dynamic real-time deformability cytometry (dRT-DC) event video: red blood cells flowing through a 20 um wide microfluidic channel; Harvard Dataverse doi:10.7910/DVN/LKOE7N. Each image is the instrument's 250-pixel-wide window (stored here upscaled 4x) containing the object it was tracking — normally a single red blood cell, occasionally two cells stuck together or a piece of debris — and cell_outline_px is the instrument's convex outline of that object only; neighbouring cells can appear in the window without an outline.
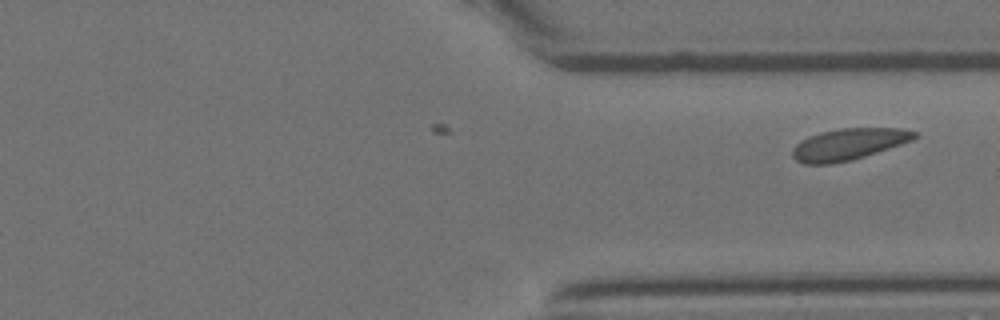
{"species": "Egyptian fruit bat (a non-hibernating species)", "species_latin": "Rousettus aegyptiacus", "temperature_condition": "room temperature", "stored_images_in_passage": 18, "camera_frame_rate_fps": 3000, "um_per_image_px": 0.085, "animal": {"sex": "female"}, "frame": {"image": 1, "passage_image": 18, "time_ms": 5.667, "image_size_px": [1000, 320], "cell_outline_px": [[920, 136], [912, 140], [864, 156], [832, 164], [804, 164], [796, 160], [792, 156], [792, 148], [800, 140], [808, 136], [820, 132], [840, 128], [900, 128], [920, 132]], "centroid_in_image_um": [72.12, 12.24], "position_along_channel_um": 339.3, "area_um2": 22.43}}